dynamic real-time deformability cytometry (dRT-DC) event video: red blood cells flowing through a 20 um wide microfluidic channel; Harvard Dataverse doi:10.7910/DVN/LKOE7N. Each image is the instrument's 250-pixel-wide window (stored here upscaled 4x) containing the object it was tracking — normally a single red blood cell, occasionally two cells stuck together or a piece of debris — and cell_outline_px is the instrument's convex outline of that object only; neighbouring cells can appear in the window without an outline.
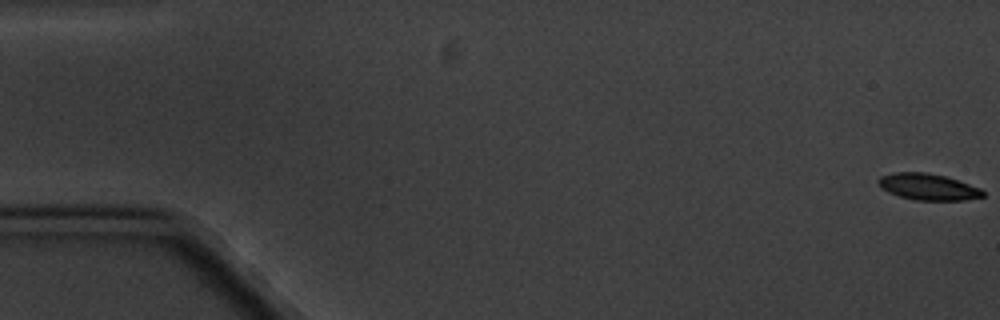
{"species": "common noctule bat (a hibernating species)", "species_latin": "Nyctalus noctula", "temperature_condition": "cold", "stored_images_in_passage": 6, "segment_of_instrument_passage": [2, 2], "camera_frame_rate_fps": 3000, "um_per_image_px": 0.085, "animal": {"sex": "male", "body_mass_g": 20.1, "forearm_length_mm": 53.5}, "frame": {"image": 1, "passage_image": 6, "time_ms": 6.333, "image_size_px": [1000, 320], "cell_outline_px": [[984, 196], [964, 200], [916, 200], [900, 196], [888, 192], [880, 188], [876, 180], [880, 176], [896, 172], [924, 172], [944, 176], [980, 188], [984, 192]], "centroid_in_image_um": [78.83, 15.88], "position_along_channel_um": 6.2, "area_um2": 15.95}}